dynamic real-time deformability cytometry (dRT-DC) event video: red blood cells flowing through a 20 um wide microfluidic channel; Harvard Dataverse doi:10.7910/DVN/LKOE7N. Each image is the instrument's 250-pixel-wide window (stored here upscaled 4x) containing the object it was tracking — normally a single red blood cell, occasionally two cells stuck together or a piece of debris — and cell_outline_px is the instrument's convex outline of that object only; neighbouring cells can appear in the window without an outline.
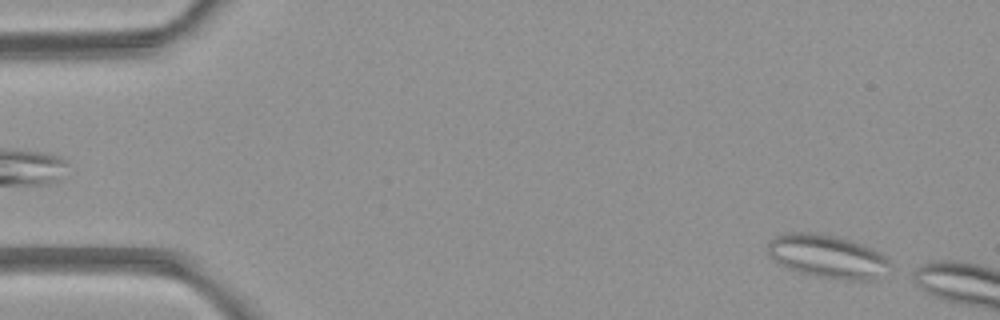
{"species": "common noctule bat (a hibernating species)", "species_latin": "Nyctalus noctula", "temperature_condition": "room temperature", "stored_images_in_passage": 4, "camera_frame_rate_fps": 3000, "um_per_image_px": 0.085, "animal": {"sex": "female", "body_mass_g": 21.9}, "frame": {"image": 1, "passage_image": 4, "time_ms": 3.667, "image_size_px": [1000, 320], "cell_outline_px": [[888, 264], [880, 280], [844, 280], [820, 276], [800, 272], [784, 268], [768, 252], [768, 244], [776, 236], [784, 232], [816, 232], [836, 236], [872, 248], [880, 252], [888, 260]], "centroid_in_image_um": [70.33, 21.79], "position_along_channel_um": 14.7, "area_um2": 30.58}}